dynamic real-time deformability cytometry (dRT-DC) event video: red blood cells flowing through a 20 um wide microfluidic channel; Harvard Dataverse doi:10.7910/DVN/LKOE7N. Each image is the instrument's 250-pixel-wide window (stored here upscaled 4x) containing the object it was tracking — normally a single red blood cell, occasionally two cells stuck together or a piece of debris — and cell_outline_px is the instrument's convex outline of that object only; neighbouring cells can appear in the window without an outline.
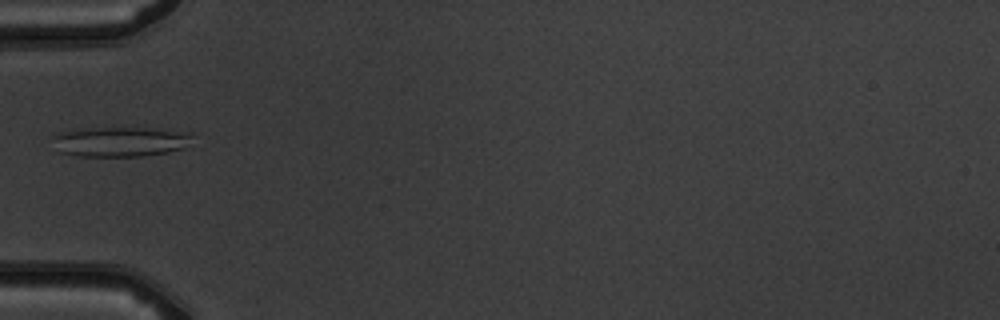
{"species": "common noctule bat (a hibernating species)", "species_latin": "Nyctalus noctula", "temperature_condition": "warm", "stored_images_in_passage": 5, "camera_frame_rate_fps": 3000, "um_per_image_px": 0.085, "animal": {"sex": "male", "body_mass_g": 19.5, "forearm_length_mm": 54.6}, "frame": {"image": 1, "passage_image": 4, "time_ms": 3.667, "image_size_px": [1000, 320], "cell_outline_px": [[196, 136], [180, 148], [168, 152], [144, 156], [80, 156], [60, 152], [48, 136], [60, 132], [80, 128], [152, 128], [192, 132]], "centroid_in_image_um": [10.18, 12.02], "position_along_channel_um": 74.8, "area_um2": 24.57}}
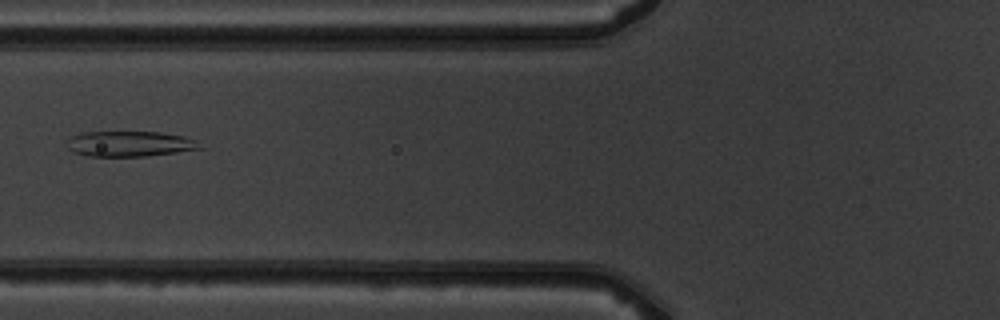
{"frame": {"image": 2, "passage_image": 5, "time_ms": 4.667, "image_size_px": [1000, 320], "cell_outline_px": [[200, 148], [176, 152], [144, 156], [88, 156], [72, 152], [68, 148], [68, 140], [72, 136], [84, 132], [160, 132], [184, 136], [196, 140]], "centroid_in_image_um": [10.98, 12.22], "position_along_channel_um": 114.8, "area_um2": 19.42}}